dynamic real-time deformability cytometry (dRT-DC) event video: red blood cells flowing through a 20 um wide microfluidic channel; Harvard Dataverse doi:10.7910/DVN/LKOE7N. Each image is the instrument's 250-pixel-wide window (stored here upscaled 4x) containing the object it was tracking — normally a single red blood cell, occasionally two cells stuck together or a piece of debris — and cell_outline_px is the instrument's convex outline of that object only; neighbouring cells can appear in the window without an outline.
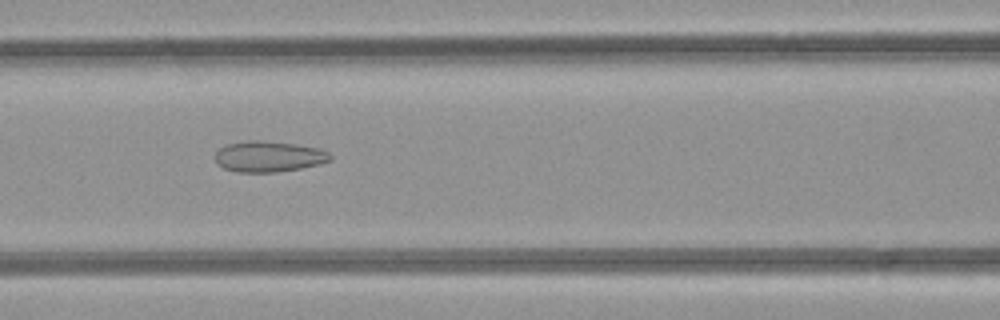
{"species": "common noctule bat (a hibernating species)", "species_latin": "Nyctalus noctula", "temperature_condition": "room temperature", "stored_images_in_passage": 41, "camera_frame_rate_fps": 3000, "um_per_image_px": 0.085, "animal": {"sex": "female", "body_mass_g": 21.9}, "frame": {"image": 1, "passage_image": 13, "time_ms": 4.0, "image_size_px": [1000, 320], "cell_outline_px": [[332, 160], [320, 164], [300, 168], [276, 172], [236, 172], [224, 168], [216, 164], [216, 152], [220, 148], [228, 144], [244, 140], [260, 140], [296, 144], [316, 148], [328, 152], [332, 156]], "centroid_in_image_um": [22.83, 13.3], "position_along_channel_um": 143.8, "area_um2": 20.69}}
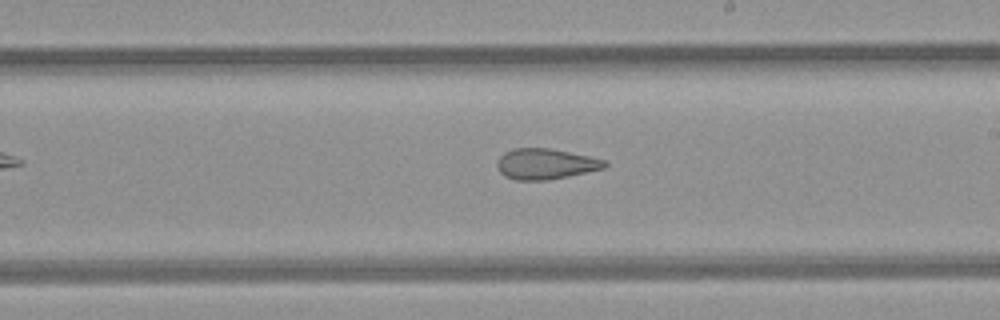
{"frame": {"image": 2, "passage_image": 20, "time_ms": 6.333, "image_size_px": [1000, 320], "cell_outline_px": [[608, 164], [604, 168], [568, 176], [548, 180], [516, 180], [504, 176], [500, 172], [496, 164], [500, 156], [504, 152], [512, 148], [552, 148], [588, 156], [604, 160]], "centroid_in_image_um": [46.34, 13.93], "position_along_channel_um": 242.7, "area_um2": 19.19}}
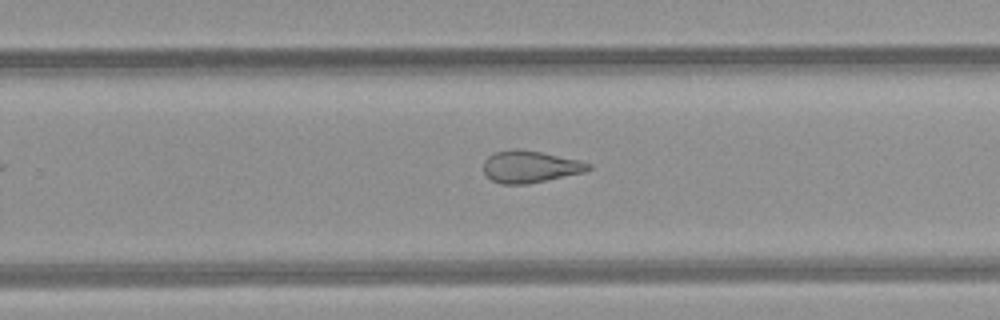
{"frame": {"image": 3, "passage_image": 23, "time_ms": 7.333, "image_size_px": [1000, 320], "cell_outline_px": [[592, 168], [584, 172], [528, 184], [500, 184], [492, 180], [484, 172], [484, 160], [488, 156], [496, 152], [512, 148], [516, 148], [540, 152], [580, 160], [592, 164]], "centroid_in_image_um": [45.06, 14.16], "position_along_channel_um": 284.7, "area_um2": 19.54}, "authors_computed_cell_mechanics": {"area_um2": 21.964, "velocity_mm_per_s": 4.2445, "shape_relaxation_time_tau1_ms": null, "shape_relaxation_time_tau2_ms": 2.3133, "deformation_change_tau1": null, "deformation_change_tau2": 0.1147}}